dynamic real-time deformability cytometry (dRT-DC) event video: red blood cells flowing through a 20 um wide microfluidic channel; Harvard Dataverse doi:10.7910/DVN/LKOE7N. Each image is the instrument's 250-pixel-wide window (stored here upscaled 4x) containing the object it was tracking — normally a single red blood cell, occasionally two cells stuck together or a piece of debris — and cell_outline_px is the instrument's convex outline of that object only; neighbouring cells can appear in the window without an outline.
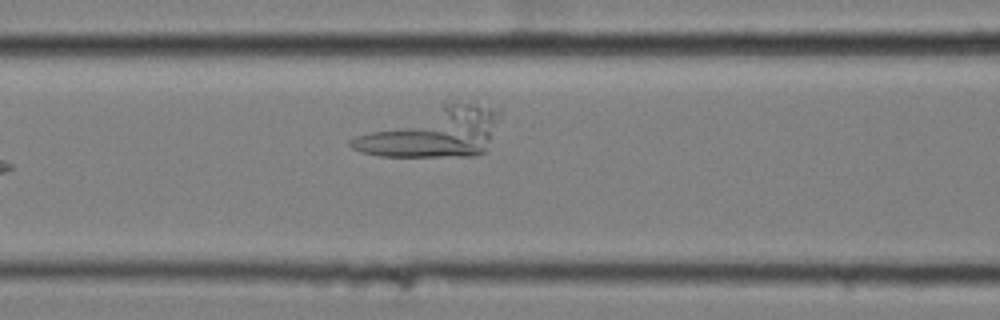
{"species": "common noctule bat (a hibernating species)", "species_latin": "Nyctalus noctula", "temperature_condition": "cold", "stored_images_in_passage": 8, "camera_frame_rate_fps": 3000, "um_per_image_px": 0.085, "animal": {"sex": "female", "body_mass_g": 25.1}, "frame": {"image": 1, "passage_image": 8, "time_ms": 2.333, "image_size_px": [1000, 320], "cell_outline_px": [[500, 116], [484, 152], [472, 156], [380, 156], [364, 152], [352, 148], [348, 144], [348, 140], [356, 136], [444, 100], [456, 96], [500, 104]], "centroid_in_image_um": [36.96, 11.13], "position_along_channel_um": 129.6, "area_um2": 44.27}}